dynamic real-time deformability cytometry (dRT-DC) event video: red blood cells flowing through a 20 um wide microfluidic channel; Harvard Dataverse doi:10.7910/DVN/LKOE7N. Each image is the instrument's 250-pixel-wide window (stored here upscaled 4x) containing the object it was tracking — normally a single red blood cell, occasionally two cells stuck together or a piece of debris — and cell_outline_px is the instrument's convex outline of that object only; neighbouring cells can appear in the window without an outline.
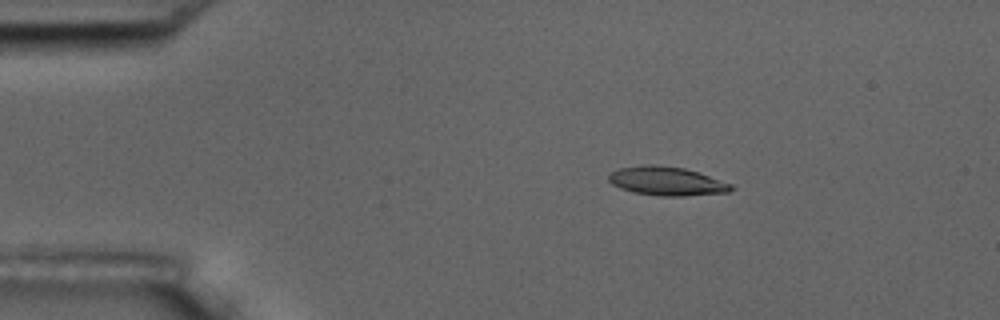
{"species": "common noctule bat (a hibernating species)", "species_latin": "Nyctalus noctula", "temperature_condition": "room temperature", "stored_images_in_passage": 4, "camera_frame_rate_fps": 3000, "um_per_image_px": 0.085, "animal": {"sex": "male", "body_mass_g": 17.5, "forearm_length_mm": 52.3}, "frame": {"image": 1, "passage_image": 3, "time_ms": 2.333, "image_size_px": [1000, 320], "cell_outline_px": [[736, 188], [728, 192], [684, 196], [660, 196], [632, 192], [620, 188], [612, 184], [608, 180], [608, 172], [620, 168], [648, 164], [656, 164], [684, 168], [732, 184]], "centroid_in_image_um": [56.63, 15.4], "position_along_channel_um": 28.4, "area_um2": 20.58}}